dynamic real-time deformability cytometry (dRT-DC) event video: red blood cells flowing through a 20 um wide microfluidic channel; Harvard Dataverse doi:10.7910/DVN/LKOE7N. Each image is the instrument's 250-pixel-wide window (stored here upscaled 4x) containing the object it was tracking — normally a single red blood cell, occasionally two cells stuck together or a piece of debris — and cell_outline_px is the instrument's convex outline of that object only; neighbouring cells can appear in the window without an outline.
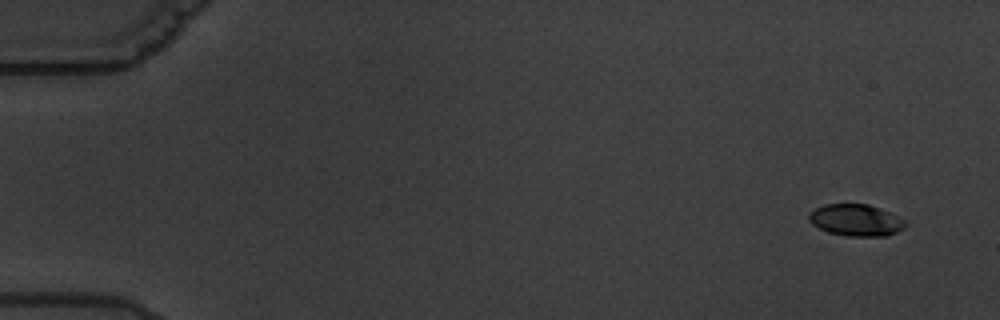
{"species": "common noctule bat (a hibernating species)", "species_latin": "Nyctalus noctula", "temperature_condition": "warm", "stored_images_in_passage": 6, "camera_frame_rate_fps": 3000, "um_per_image_px": 0.085, "animal": {"sex": "male", "body_mass_g": 19.5, "forearm_length_mm": 54.6}, "frame": {"image": 1, "passage_image": 1, "time_ms": 0.0, "image_size_px": [1000, 320], "cell_outline_px": [[908, 224], [904, 228], [888, 236], [848, 236], [828, 232], [812, 224], [808, 220], [808, 216], [816, 208], [824, 204], [868, 204], [880, 208], [908, 220]], "centroid_in_image_um": [72.81, 18.71], "position_along_channel_um": 12.2, "area_um2": 17.98}}